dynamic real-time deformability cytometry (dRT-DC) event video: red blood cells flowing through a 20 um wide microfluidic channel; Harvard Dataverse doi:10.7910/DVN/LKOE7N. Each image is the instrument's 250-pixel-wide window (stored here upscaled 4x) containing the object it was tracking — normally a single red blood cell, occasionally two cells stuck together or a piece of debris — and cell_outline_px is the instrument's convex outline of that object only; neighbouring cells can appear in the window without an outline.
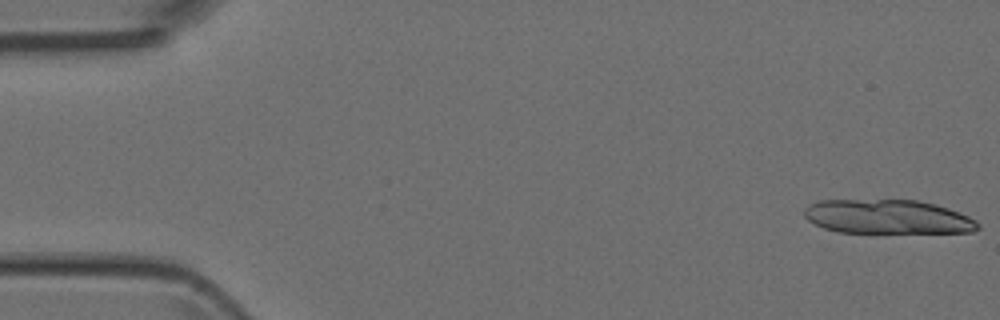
{"species": "Egyptian fruit bat (a non-hibernating species)", "species_latin": "Rousettus aegyptiacus", "temperature_condition": "room temperature", "stored_images_in_passage": 4, "camera_frame_rate_fps": 3000, "um_per_image_px": 0.085, "animal": {"sex": "female"}, "frame": {"image": 1, "passage_image": 1, "time_ms": 0.0, "image_size_px": [1000, 320], "cell_outline_px": [[980, 228], [972, 232], [836, 232], [824, 228], [808, 220], [804, 216], [804, 208], [808, 204], [820, 200], [920, 200], [936, 204], [948, 208], [968, 216], [976, 220], [980, 224]], "centroid_in_image_um": [75.44, 18.42], "position_along_channel_um": 9.6, "area_um2": 34.56}}